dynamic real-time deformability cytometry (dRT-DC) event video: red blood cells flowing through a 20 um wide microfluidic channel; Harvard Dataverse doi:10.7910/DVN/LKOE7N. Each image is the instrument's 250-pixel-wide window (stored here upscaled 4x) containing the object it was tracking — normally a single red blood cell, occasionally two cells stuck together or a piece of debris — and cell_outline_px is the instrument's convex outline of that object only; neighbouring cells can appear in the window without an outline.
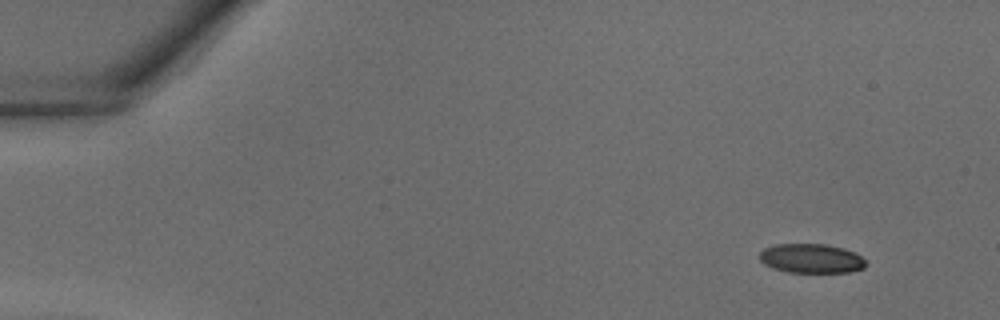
{"species": "common noctule bat (a hibernating species)", "species_latin": "Nyctalus noctula", "temperature_condition": "warm", "stored_images_in_passage": 36, "camera_frame_rate_fps": 3000, "um_per_image_px": 0.085, "animal": {"sex": "male", "body_mass_g": 18.8}, "frame": {"image": 1, "passage_image": 1, "time_ms": 0.0, "image_size_px": [1000, 320], "cell_outline_px": [[868, 264], [864, 268], [848, 272], [788, 272], [772, 268], [764, 264], [760, 260], [760, 252], [764, 248], [772, 244], [824, 244], [844, 248], [860, 256]], "centroid_in_image_um": [68.93, 21.96], "position_along_channel_um": 16.1, "area_um2": 18.15}}
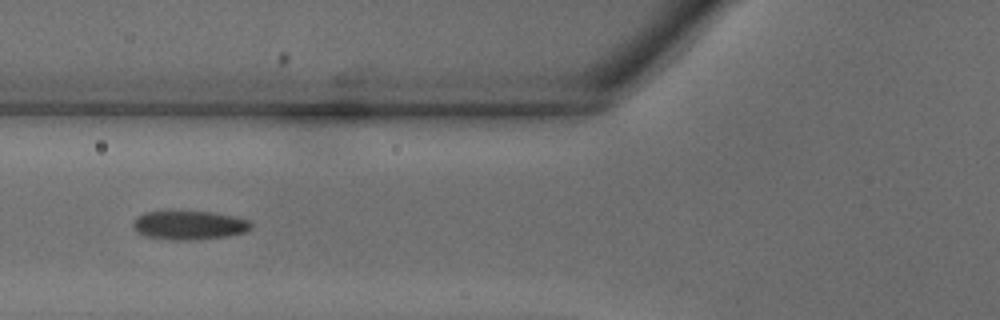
{"frame": {"image": 2, "passage_image": 13, "time_ms": 4.0, "image_size_px": [1000, 320], "cell_outline_px": [[252, 228], [244, 232], [228, 236], [188, 240], [172, 240], [144, 236], [132, 224], [136, 216], [144, 212], [172, 208], [216, 212], [236, 216], [248, 220], [252, 224]], "centroid_in_image_um": [16.06, 19.08], "position_along_channel_um": 109.7, "area_um2": 20.75}}
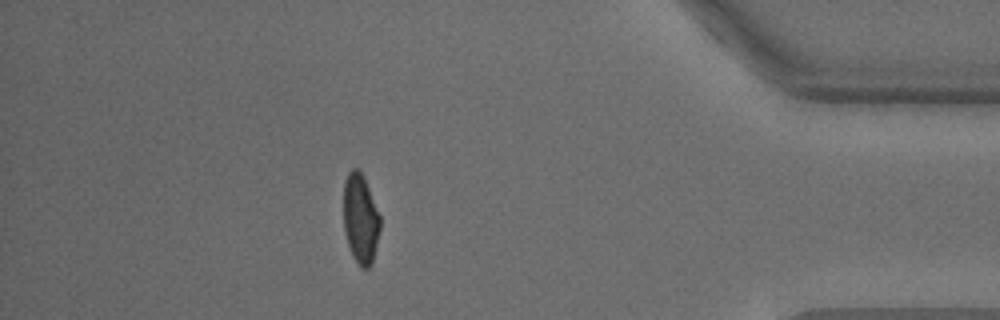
{"frame": {"image": 3, "passage_image": 32, "time_ms": 10.333, "image_size_px": [1000, 320], "cell_outline_px": [[380, 228], [372, 264], [368, 268], [360, 268], [352, 256], [344, 232], [344, 180], [348, 172], [352, 168], [356, 168], [364, 176], [380, 216]], "centroid_in_image_um": [30.63, 18.6], "position_along_channel_um": 404.6, "area_um2": 19.19}}